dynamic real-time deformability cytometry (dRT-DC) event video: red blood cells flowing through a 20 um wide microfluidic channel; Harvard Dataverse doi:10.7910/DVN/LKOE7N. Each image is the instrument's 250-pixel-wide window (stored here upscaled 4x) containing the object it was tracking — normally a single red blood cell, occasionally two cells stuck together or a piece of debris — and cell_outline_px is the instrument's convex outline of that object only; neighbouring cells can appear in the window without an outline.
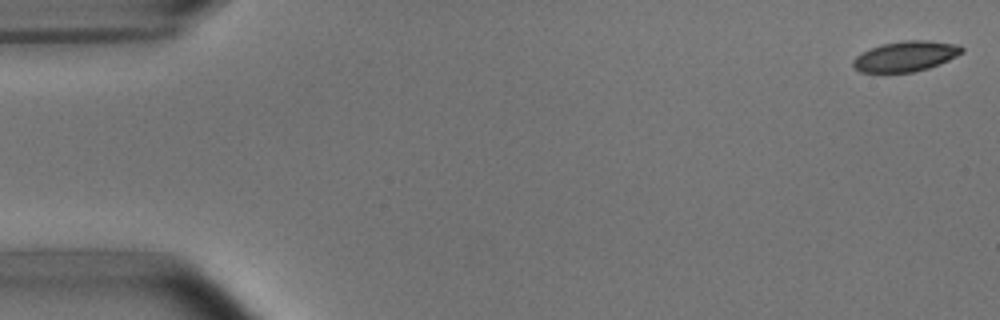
{"species": "common noctule bat (a hibernating species)", "species_latin": "Nyctalus noctula", "temperature_condition": "room temperature", "stored_images_in_passage": 12, "camera_frame_rate_fps": 3000, "um_per_image_px": 0.085, "animal": {"sex": "male", "body_mass_g": 15.6}, "frame": {"image": 1, "passage_image": 1, "time_ms": 0.0, "image_size_px": [1000, 320], "cell_outline_px": [[964, 52], [940, 64], [928, 68], [912, 72], [860, 72], [852, 64], [852, 60], [856, 56], [872, 48], [884, 44], [904, 40], [928, 40], [960, 44], [964, 48]], "centroid_in_image_um": [77.03, 4.77], "position_along_channel_um": 8.0, "area_um2": 19.13}}